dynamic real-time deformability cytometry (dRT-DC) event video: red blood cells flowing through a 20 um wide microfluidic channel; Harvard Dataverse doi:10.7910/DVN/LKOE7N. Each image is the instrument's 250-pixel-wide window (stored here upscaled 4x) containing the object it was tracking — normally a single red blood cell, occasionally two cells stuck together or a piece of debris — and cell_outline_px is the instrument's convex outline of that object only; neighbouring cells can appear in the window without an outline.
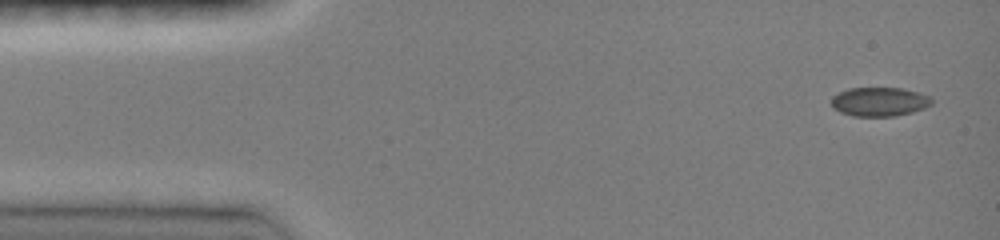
{"species": "common noctule bat (a hibernating species)", "species_latin": "Nyctalus noctula", "temperature_condition": "room temperature", "stored_images_in_passage": 32, "camera_frame_rate_fps": 3000, "um_per_image_px": 0.085, "animal": {"sex": "female", "body_mass_g": 19.0, "forearm_length_mm": 51.5}, "frame": {"image": 1, "passage_image": 1, "time_ms": 0.0, "image_size_px": [1000, 240], "cell_outline_px": [[932, 104], [924, 108], [912, 112], [892, 116], [852, 116], [840, 112], [832, 108], [832, 96], [848, 88], [904, 88], [932, 96]], "centroid_in_image_um": [74.76, 8.64], "position_along_channel_um": 10.2, "area_um2": 17.05}}
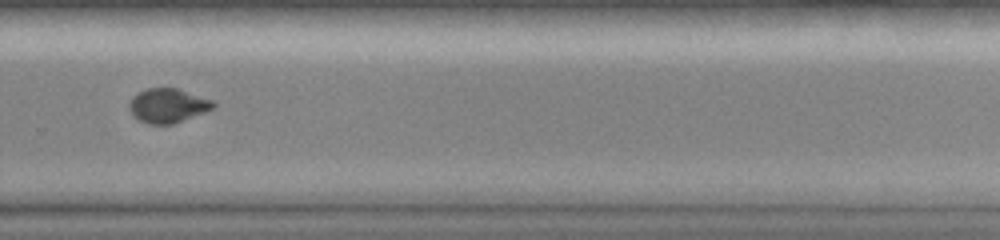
{"frame": {"image": 2, "passage_image": 26, "time_ms": 10.0, "image_size_px": [1000, 240], "cell_outline_px": [[216, 104], [212, 108], [204, 112], [172, 124], [148, 124], [136, 120], [132, 116], [128, 108], [128, 104], [132, 96], [148, 88], [180, 88], [212, 100]], "centroid_in_image_um": [14.21, 8.97], "position_along_channel_um": 315.6, "area_um2": 16.88}}
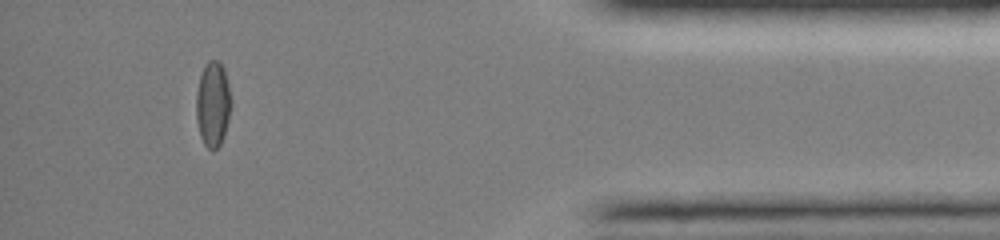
{"frame": {"image": 3, "passage_image": 31, "time_ms": 13.333, "image_size_px": [1000, 240], "cell_outline_px": [[232, 104], [224, 136], [220, 144], [212, 152], [204, 144], [200, 136], [196, 120], [196, 92], [200, 76], [204, 64], [208, 60], [220, 60], [224, 68], [232, 100]], "centroid_in_image_um": [18.09, 8.83], "position_along_channel_um": 417.1, "area_um2": 17.69}, "authors_computed_cell_mechanics": {"area_um2": 17.051, "velocity_mm_per_s": 4.1025, "shape_relaxation_time_tau1_ms": 7.0096, "shape_relaxation_time_tau2_ms": 0.6993, "deformation_change_tau1": 0.1638, "deformation_change_tau2": 0.0357}}